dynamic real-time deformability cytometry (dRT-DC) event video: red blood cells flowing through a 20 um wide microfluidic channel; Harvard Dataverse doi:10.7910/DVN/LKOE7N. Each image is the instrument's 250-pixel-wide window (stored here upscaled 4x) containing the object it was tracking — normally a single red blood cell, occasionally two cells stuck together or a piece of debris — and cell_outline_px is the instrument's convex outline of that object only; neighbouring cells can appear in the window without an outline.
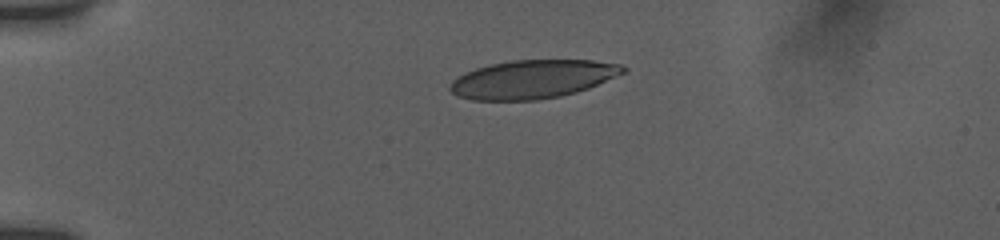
{"species": "human", "species_latin": "Homo sapiens", "temperature_condition": "room temperature", "stored_images_in_passage": 55, "camera_frame_rate_fps": 3000, "um_per_image_px": 0.085, "donor": {"sex": "female"}, "frame": {"image": 1, "passage_image": 1, "time_ms": 0.0, "image_size_px": [1000, 240], "cell_outline_px": [[628, 68], [624, 72], [588, 88], [576, 92], [560, 96], [536, 100], [472, 100], [456, 96], [448, 88], [452, 80], [464, 72], [476, 68], [492, 64], [512, 60], [592, 60], [620, 64]], "centroid_in_image_um": [45.23, 6.73], "position_along_channel_um": 39.8, "area_um2": 38.67}}
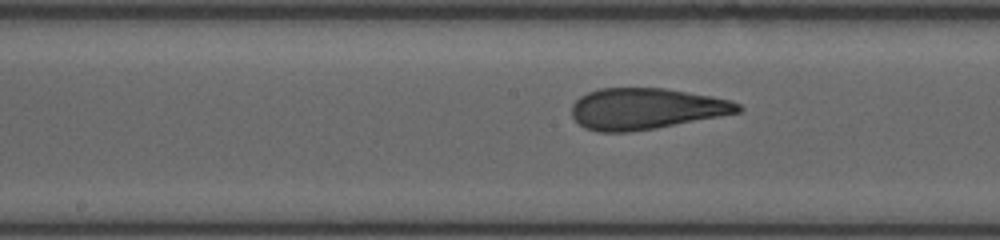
{"frame": {"image": 2, "passage_image": 21, "time_ms": 5.333, "image_size_px": [1000, 240], "cell_outline_px": [[744, 108], [740, 112], [720, 116], [656, 128], [628, 132], [600, 132], [584, 128], [572, 116], [572, 104], [580, 96], [588, 92], [600, 88], [664, 88], [712, 96], [732, 100], [740, 104]], "centroid_in_image_um": [54.91, 9.24], "position_along_channel_um": 193.3, "area_um2": 39.94}}
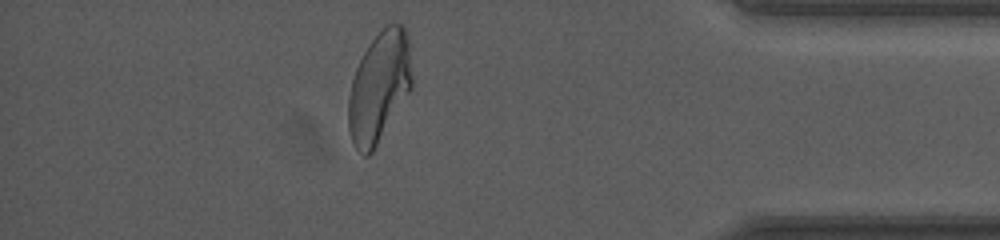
{"frame": {"image": 3, "passage_image": 47, "time_ms": 11.667, "image_size_px": [1000, 240], "cell_outline_px": [[412, 88], [372, 152], [368, 156], [364, 156], [356, 148], [352, 140], [348, 128], [348, 96], [352, 80], [356, 68], [368, 44], [392, 20], [404, 24], [408, 36], [412, 76]], "centroid_in_image_um": [32.24, 7.36], "position_along_channel_um": 403.0, "area_um2": 40.98}, "authors_computed_cell_mechanics": {"area_um2": 40.171, "velocity_mm_per_s": 3.7946, "shape_relaxation_time_tau1_ms": 7.8227, "shape_relaxation_time_tau2_ms": 1.1677, "deformation_change_tau1": 0.2517, "deformation_change_tau2": 0.1022}}